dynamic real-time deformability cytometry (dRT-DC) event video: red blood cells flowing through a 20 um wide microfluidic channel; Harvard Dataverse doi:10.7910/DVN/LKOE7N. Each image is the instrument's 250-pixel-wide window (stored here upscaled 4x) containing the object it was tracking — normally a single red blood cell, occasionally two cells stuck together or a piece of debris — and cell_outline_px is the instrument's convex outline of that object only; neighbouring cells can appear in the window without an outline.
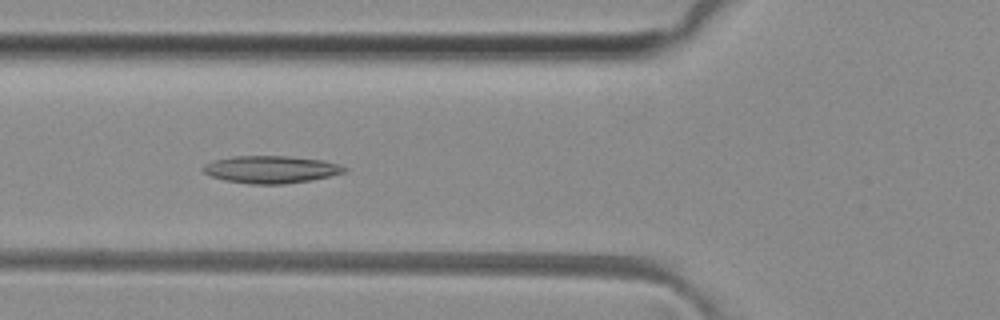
{"species": "common noctule bat (a hibernating species)", "species_latin": "Nyctalus noctula", "temperature_condition": "room temperature", "stored_images_in_passage": 15, "camera_frame_rate_fps": 3000, "um_per_image_px": 0.085, "animal": {"sex": "female", "body_mass_g": 29.2, "forearm_length_mm": 56.3}, "frame": {"image": 1, "passage_image": 13, "time_ms": 4.0, "image_size_px": [1000, 320], "cell_outline_px": [[348, 168], [344, 172], [312, 180], [284, 184], [248, 184], [224, 180], [212, 176], [204, 172], [200, 168], [204, 164], [212, 160], [232, 156], [288, 156], [324, 160], [340, 164]], "centroid_in_image_um": [23.01, 14.4], "position_along_channel_um": 102.8, "area_um2": 22.72}}